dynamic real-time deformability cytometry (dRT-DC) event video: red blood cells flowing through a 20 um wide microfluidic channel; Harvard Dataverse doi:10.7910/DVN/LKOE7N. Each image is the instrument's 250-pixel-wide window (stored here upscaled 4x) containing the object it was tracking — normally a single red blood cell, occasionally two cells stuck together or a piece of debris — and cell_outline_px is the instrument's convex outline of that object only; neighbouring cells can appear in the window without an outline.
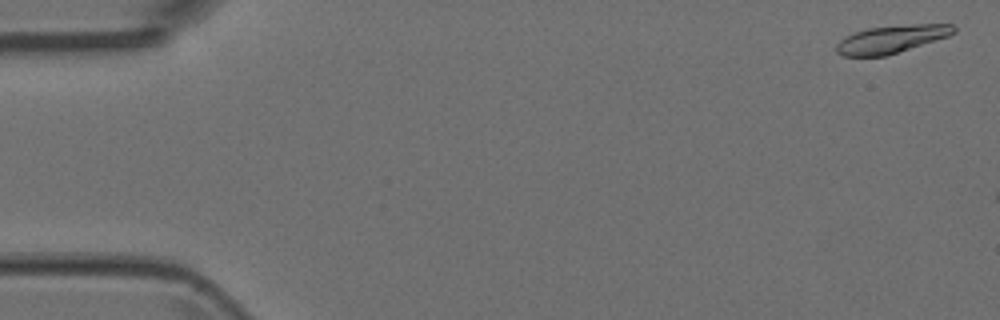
{"species": "Egyptian fruit bat (a non-hibernating species)", "species_latin": "Rousettus aegyptiacus", "temperature_condition": "room temperature", "stored_images_in_passage": 3, "camera_frame_rate_fps": 3000, "um_per_image_px": 0.085, "animal": {"sex": "female"}, "frame": {"image": 1, "passage_image": 1, "time_ms": 0.0, "image_size_px": [1000, 320], "cell_outline_px": [[956, 32], [948, 36], [884, 56], [844, 56], [836, 52], [836, 44], [844, 36], [868, 28], [912, 24], [952, 24], [956, 28]], "centroid_in_image_um": [75.75, 3.32], "position_along_channel_um": 9.3, "area_um2": 18.73}}